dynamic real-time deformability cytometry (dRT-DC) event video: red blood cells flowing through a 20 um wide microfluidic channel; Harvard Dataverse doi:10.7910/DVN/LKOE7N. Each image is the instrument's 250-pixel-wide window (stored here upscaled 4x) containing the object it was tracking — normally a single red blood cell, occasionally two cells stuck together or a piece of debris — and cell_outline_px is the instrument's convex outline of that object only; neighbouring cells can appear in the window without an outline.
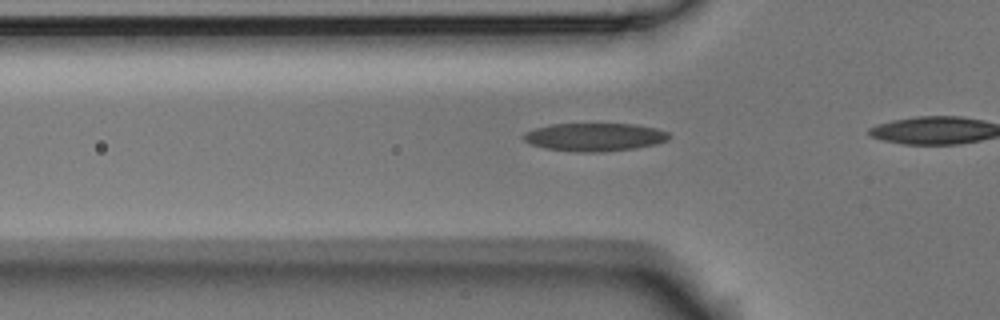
{"species": "Egyptian fruit bat (a non-hibernating species)", "species_latin": "Rousettus aegyptiacus", "temperature_condition": "room temperature", "stored_images_in_passage": 10, "camera_frame_rate_fps": 3000, "um_per_image_px": 0.085, "animal": {"sex": "male"}, "frame": {"image": 1, "passage_image": 5, "time_ms": 1.333, "image_size_px": [1000, 320], "cell_outline_px": [[672, 136], [668, 140], [656, 144], [636, 148], [600, 152], [576, 152], [544, 148], [532, 144], [524, 140], [520, 136], [524, 132], [536, 128], [552, 124], [636, 124], [656, 128], [668, 132]], "centroid_in_image_um": [50.55, 11.65], "position_along_channel_um": 75.2, "area_um2": 23.99}}
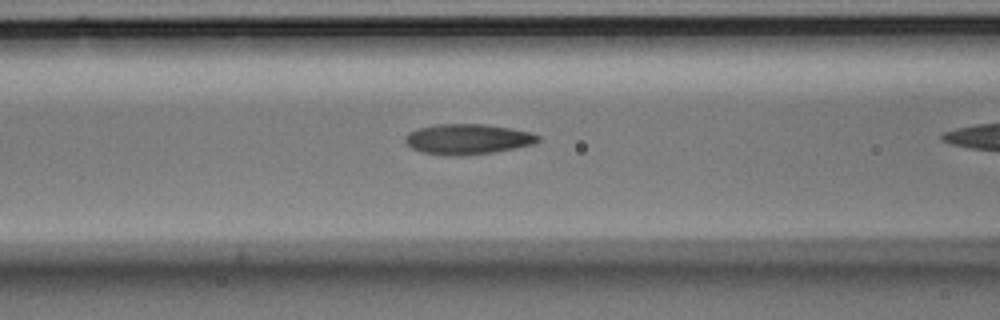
{"frame": {"image": 2, "passage_image": 9, "time_ms": 2.667, "image_size_px": [1000, 320], "cell_outline_px": [[540, 140], [536, 144], [496, 152], [456, 156], [424, 152], [412, 148], [404, 140], [404, 136], [408, 132], [420, 128], [436, 124], [484, 124], [512, 128], [532, 132], [540, 136]], "centroid_in_image_um": [39.81, 11.82], "position_along_channel_um": 126.8, "area_um2": 23.58}}